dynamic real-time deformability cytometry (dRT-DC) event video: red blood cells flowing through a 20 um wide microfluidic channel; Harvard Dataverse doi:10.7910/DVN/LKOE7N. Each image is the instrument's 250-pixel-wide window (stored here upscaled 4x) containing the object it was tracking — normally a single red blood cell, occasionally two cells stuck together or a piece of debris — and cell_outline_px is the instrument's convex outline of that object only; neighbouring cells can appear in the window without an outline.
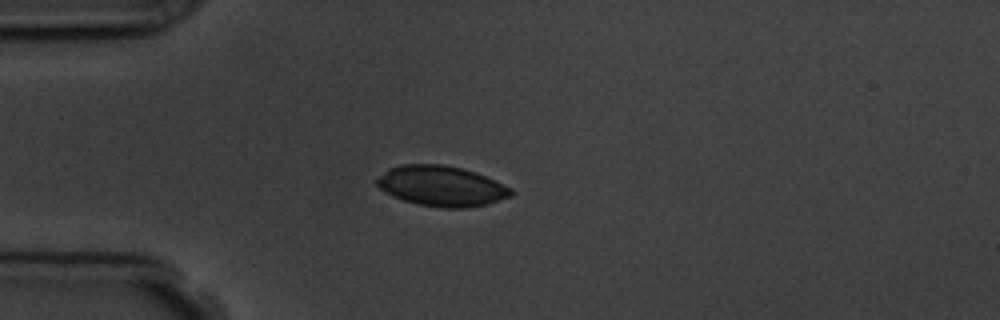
{"species": "common noctule bat (a hibernating species)", "species_latin": "Nyctalus noctula", "temperature_condition": "room temperature", "stored_images_in_passage": 5, "camera_frame_rate_fps": 3000, "um_per_image_px": 0.085, "animal": {"sex": "male", "body_mass_g": 19.5, "forearm_length_mm": 54.6}, "frame": {"image": 1, "passage_image": 5, "time_ms": 4.667, "image_size_px": [1000, 320], "cell_outline_px": [[516, 192], [512, 196], [488, 204], [468, 208], [440, 208], [416, 204], [392, 196], [380, 188], [376, 184], [376, 180], [388, 168], [400, 164], [440, 164], [460, 168], [476, 172], [512, 188]], "centroid_in_image_um": [37.55, 15.82], "position_along_channel_um": 47.5, "area_um2": 31.73}}